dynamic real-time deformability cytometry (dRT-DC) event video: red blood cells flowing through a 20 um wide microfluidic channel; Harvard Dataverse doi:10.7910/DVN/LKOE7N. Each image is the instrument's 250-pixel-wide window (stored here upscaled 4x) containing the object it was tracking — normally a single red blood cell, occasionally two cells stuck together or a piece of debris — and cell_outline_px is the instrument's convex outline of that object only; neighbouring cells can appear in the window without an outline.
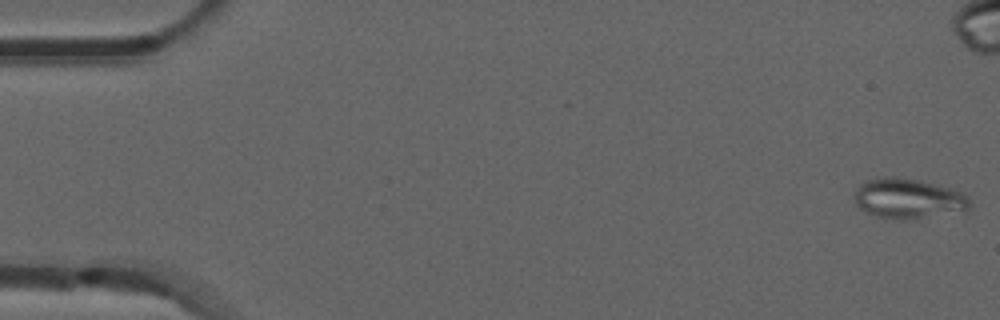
{"species": "common noctule bat (a hibernating species)", "species_latin": "Nyctalus noctula", "temperature_condition": "room temperature", "stored_images_in_passage": 54, "camera_frame_rate_fps": 3000, "um_per_image_px": 0.085, "animal": {"sex": "male", "forearm_length_mm": 52.5}, "frame": {"image": 1, "passage_image": 1, "time_ms": 0.0, "image_size_px": [1000, 320], "cell_outline_px": [[972, 204], [964, 212], [904, 220], [876, 216], [864, 212], [856, 204], [856, 188], [860, 184], [868, 180], [880, 176], [896, 176], [916, 180], [952, 188], [968, 196]], "centroid_in_image_um": [77.23, 16.88], "position_along_channel_um": 7.8, "area_um2": 27.11}}
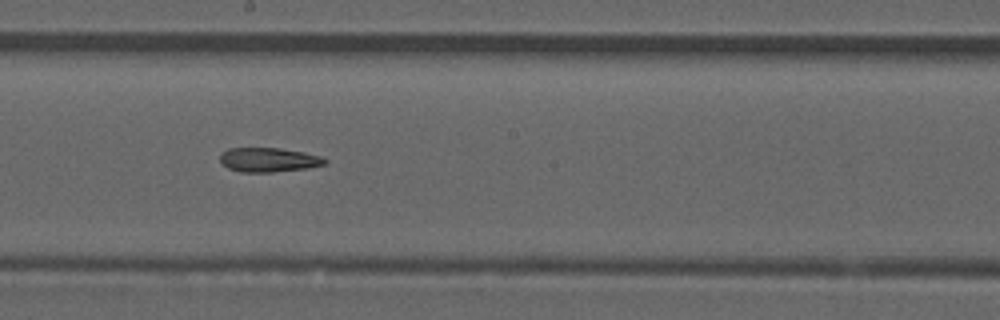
{"frame": {"image": 2, "passage_image": 29, "time_ms": 9.333, "image_size_px": [1000, 320], "cell_outline_px": [[328, 160], [324, 164], [308, 168], [272, 172], [240, 172], [228, 168], [220, 160], [220, 152], [228, 148], [280, 148], [304, 152], [320, 156]], "centroid_in_image_um": [22.81, 13.58], "position_along_channel_um": 225.4, "area_um2": 14.85}}
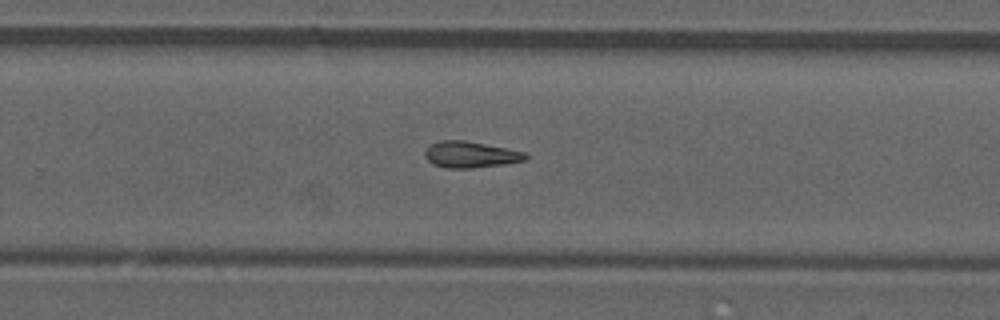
{"frame": {"image": 3, "passage_image": 34, "time_ms": 11.0, "image_size_px": [1000, 320], "cell_outline_px": [[528, 160], [504, 164], [472, 168], [444, 168], [432, 164], [424, 156], [424, 152], [432, 144], [440, 140], [464, 140], [524, 152], [528, 156]], "centroid_in_image_um": [39.98, 13.15], "position_along_channel_um": 289.8, "area_um2": 15.32}, "authors_computed_cell_mechanics": {"area_um2": 15.4326, "velocity_mm_per_s": 3.8744, "shape_relaxation_time_tau1_ms": null, "shape_relaxation_time_tau2_ms": 7.5105, "deformation_change_tau1": null, "deformation_change_tau2": 0.1797}}